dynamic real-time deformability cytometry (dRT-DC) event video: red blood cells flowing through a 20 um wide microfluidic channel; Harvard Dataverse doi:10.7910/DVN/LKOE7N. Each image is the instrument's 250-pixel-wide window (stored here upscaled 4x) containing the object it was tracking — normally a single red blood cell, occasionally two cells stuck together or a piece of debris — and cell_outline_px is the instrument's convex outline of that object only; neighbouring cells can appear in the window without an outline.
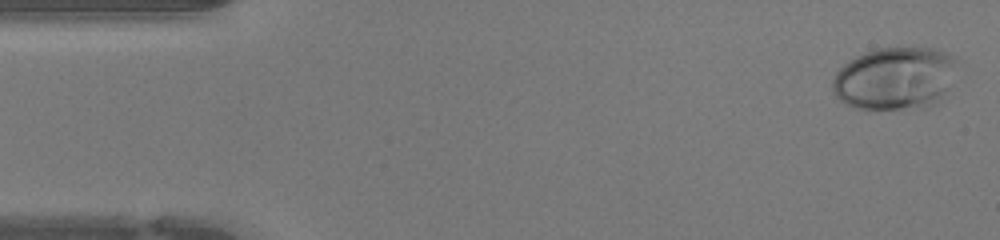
{"species": "human", "species_latin": "Homo sapiens", "temperature_condition": "warm", "stored_images_in_passage": 46, "camera_frame_rate_fps": 3000, "um_per_image_px": 0.085, "donor": {"sex": "female"}, "frame": {"image": 1, "passage_image": 1, "time_ms": 0.0, "image_size_px": [1000, 240], "cell_outline_px": [[960, 60], [948, 88], [940, 100], [936, 104], [928, 108], [856, 108], [844, 104], [832, 92], [832, 80], [836, 72], [844, 64], [856, 56], [876, 48], [932, 48], [948, 52]], "centroid_in_image_um": [76.1, 6.65], "position_along_channel_um": 8.9, "area_um2": 45.89}}
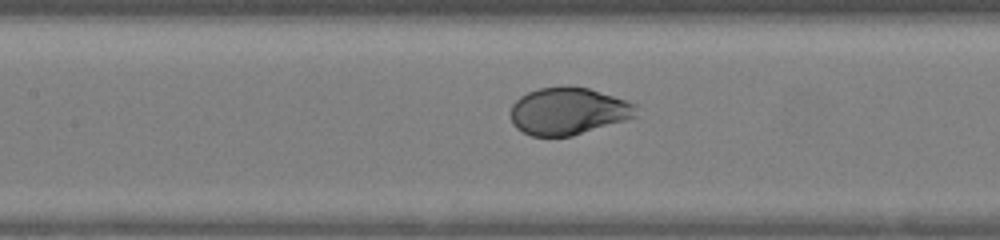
{"frame": {"image": 2, "passage_image": 20, "time_ms": 6.333, "image_size_px": [1000, 240], "cell_outline_px": [[640, 104], [636, 116], [624, 120], [572, 136], [532, 136], [516, 128], [512, 124], [512, 104], [520, 96], [528, 92], [540, 88], [568, 84], [588, 88]], "centroid_in_image_um": [48.32, 9.42], "position_along_channel_um": 159.1, "area_um2": 34.8}}
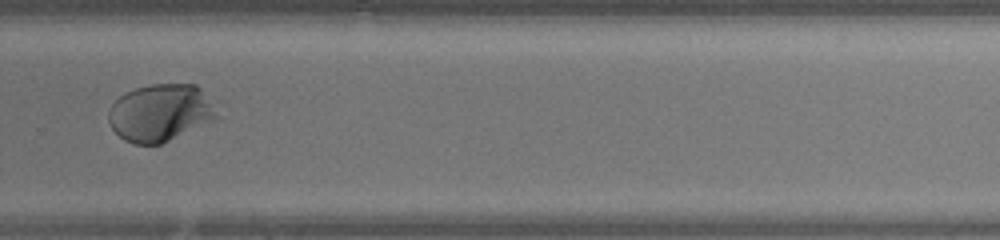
{"frame": {"image": 3, "passage_image": 31, "time_ms": 10.0, "image_size_px": [1000, 240], "cell_outline_px": [[216, 116], [212, 120], [160, 144], [136, 144], [124, 140], [108, 124], [108, 112], [112, 104], [124, 92], [136, 88], [152, 84], [196, 84], [200, 88]], "centroid_in_image_um": [13.52, 9.58], "position_along_channel_um": 316.3, "area_um2": 35.2}, "authors_computed_cell_mechanics": {"area_um2": 37.4833, "velocity_mm_per_s": 4.3103, "shape_relaxation_time_tau1_ms": 4.1825, "shape_relaxation_time_tau2_ms": null, "deformation_change_tau1": 0.2198, "deformation_change_tau2": null}}